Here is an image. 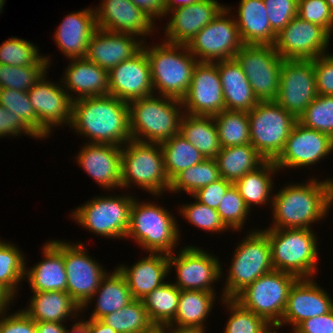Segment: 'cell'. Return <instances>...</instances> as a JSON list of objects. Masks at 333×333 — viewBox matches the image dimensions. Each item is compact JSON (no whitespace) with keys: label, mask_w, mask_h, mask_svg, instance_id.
Here are the masks:
<instances>
[{"label":"cell","mask_w":333,"mask_h":333,"mask_svg":"<svg viewBox=\"0 0 333 333\" xmlns=\"http://www.w3.org/2000/svg\"><path fill=\"white\" fill-rule=\"evenodd\" d=\"M70 127L88 143L122 147L131 140L129 105L111 95L76 99Z\"/></svg>","instance_id":"6da1fadb"},{"label":"cell","mask_w":333,"mask_h":333,"mask_svg":"<svg viewBox=\"0 0 333 333\" xmlns=\"http://www.w3.org/2000/svg\"><path fill=\"white\" fill-rule=\"evenodd\" d=\"M281 190V191H280ZM273 195V225L268 229H311L333 205V179L289 184Z\"/></svg>","instance_id":"7a4b0ae2"},{"label":"cell","mask_w":333,"mask_h":333,"mask_svg":"<svg viewBox=\"0 0 333 333\" xmlns=\"http://www.w3.org/2000/svg\"><path fill=\"white\" fill-rule=\"evenodd\" d=\"M155 96L153 94L128 103L132 140L161 144L179 133L184 115L181 112L184 111L182 101L168 96Z\"/></svg>","instance_id":"3957f363"},{"label":"cell","mask_w":333,"mask_h":333,"mask_svg":"<svg viewBox=\"0 0 333 333\" xmlns=\"http://www.w3.org/2000/svg\"><path fill=\"white\" fill-rule=\"evenodd\" d=\"M162 43L153 47L143 44L150 63L153 91L158 90L157 96L181 100L189 89L198 60L186 45Z\"/></svg>","instance_id":"277c9868"},{"label":"cell","mask_w":333,"mask_h":333,"mask_svg":"<svg viewBox=\"0 0 333 333\" xmlns=\"http://www.w3.org/2000/svg\"><path fill=\"white\" fill-rule=\"evenodd\" d=\"M271 246L274 270L297 278H313L317 271L318 237L311 229H264Z\"/></svg>","instance_id":"5b68a950"},{"label":"cell","mask_w":333,"mask_h":333,"mask_svg":"<svg viewBox=\"0 0 333 333\" xmlns=\"http://www.w3.org/2000/svg\"><path fill=\"white\" fill-rule=\"evenodd\" d=\"M134 184L155 196L169 191L164 155L158 143L129 140L122 146L121 188Z\"/></svg>","instance_id":"8992f818"},{"label":"cell","mask_w":333,"mask_h":333,"mask_svg":"<svg viewBox=\"0 0 333 333\" xmlns=\"http://www.w3.org/2000/svg\"><path fill=\"white\" fill-rule=\"evenodd\" d=\"M179 236L177 221L168 210L134 199L125 238H133L145 251L171 254L177 247Z\"/></svg>","instance_id":"52a82bcc"},{"label":"cell","mask_w":333,"mask_h":333,"mask_svg":"<svg viewBox=\"0 0 333 333\" xmlns=\"http://www.w3.org/2000/svg\"><path fill=\"white\" fill-rule=\"evenodd\" d=\"M259 230L247 234L235 248L222 299L235 298L257 278L274 270L269 239Z\"/></svg>","instance_id":"ba28073f"},{"label":"cell","mask_w":333,"mask_h":333,"mask_svg":"<svg viewBox=\"0 0 333 333\" xmlns=\"http://www.w3.org/2000/svg\"><path fill=\"white\" fill-rule=\"evenodd\" d=\"M248 118L252 146L266 161H275L298 120L276 101H259Z\"/></svg>","instance_id":"9c48e42d"},{"label":"cell","mask_w":333,"mask_h":333,"mask_svg":"<svg viewBox=\"0 0 333 333\" xmlns=\"http://www.w3.org/2000/svg\"><path fill=\"white\" fill-rule=\"evenodd\" d=\"M297 279L290 273L272 270L257 278L234 299L276 327L281 322L290 288Z\"/></svg>","instance_id":"30bf717a"},{"label":"cell","mask_w":333,"mask_h":333,"mask_svg":"<svg viewBox=\"0 0 333 333\" xmlns=\"http://www.w3.org/2000/svg\"><path fill=\"white\" fill-rule=\"evenodd\" d=\"M132 196H98L72 212L76 222L104 238H125L129 227Z\"/></svg>","instance_id":"8fae6325"},{"label":"cell","mask_w":333,"mask_h":333,"mask_svg":"<svg viewBox=\"0 0 333 333\" xmlns=\"http://www.w3.org/2000/svg\"><path fill=\"white\" fill-rule=\"evenodd\" d=\"M230 9L229 6L224 7L186 45L198 62L233 59L236 53L244 46L235 18L229 17Z\"/></svg>","instance_id":"7c38bea8"},{"label":"cell","mask_w":333,"mask_h":333,"mask_svg":"<svg viewBox=\"0 0 333 333\" xmlns=\"http://www.w3.org/2000/svg\"><path fill=\"white\" fill-rule=\"evenodd\" d=\"M258 101H275L283 60L273 45H244L235 55Z\"/></svg>","instance_id":"4fadbf2b"},{"label":"cell","mask_w":333,"mask_h":333,"mask_svg":"<svg viewBox=\"0 0 333 333\" xmlns=\"http://www.w3.org/2000/svg\"><path fill=\"white\" fill-rule=\"evenodd\" d=\"M318 96L312 60H283L276 102L298 119Z\"/></svg>","instance_id":"5bb4252c"},{"label":"cell","mask_w":333,"mask_h":333,"mask_svg":"<svg viewBox=\"0 0 333 333\" xmlns=\"http://www.w3.org/2000/svg\"><path fill=\"white\" fill-rule=\"evenodd\" d=\"M330 39L323 27L296 16L276 35L273 46L284 60H312L326 54Z\"/></svg>","instance_id":"9a60e30c"},{"label":"cell","mask_w":333,"mask_h":333,"mask_svg":"<svg viewBox=\"0 0 333 333\" xmlns=\"http://www.w3.org/2000/svg\"><path fill=\"white\" fill-rule=\"evenodd\" d=\"M173 254H168L169 269L176 268L177 281L173 284L180 290L215 292L212 283L223 272L216 256L193 245L184 247L177 256Z\"/></svg>","instance_id":"2e32d148"},{"label":"cell","mask_w":333,"mask_h":333,"mask_svg":"<svg viewBox=\"0 0 333 333\" xmlns=\"http://www.w3.org/2000/svg\"><path fill=\"white\" fill-rule=\"evenodd\" d=\"M41 79L27 91L32 107L39 119V138L50 136L52 128L61 125H71L73 95L68 94L62 85ZM62 86V87H61ZM64 123V124H63Z\"/></svg>","instance_id":"e0dca14e"},{"label":"cell","mask_w":333,"mask_h":333,"mask_svg":"<svg viewBox=\"0 0 333 333\" xmlns=\"http://www.w3.org/2000/svg\"><path fill=\"white\" fill-rule=\"evenodd\" d=\"M82 242H63V258L67 276L68 294L82 308L98 289L102 278L107 274L98 262L86 252Z\"/></svg>","instance_id":"ac0fdd59"},{"label":"cell","mask_w":333,"mask_h":333,"mask_svg":"<svg viewBox=\"0 0 333 333\" xmlns=\"http://www.w3.org/2000/svg\"><path fill=\"white\" fill-rule=\"evenodd\" d=\"M184 113L195 116H215L225 110L223 87L215 62H197L191 84L181 99Z\"/></svg>","instance_id":"d6986e66"},{"label":"cell","mask_w":333,"mask_h":333,"mask_svg":"<svg viewBox=\"0 0 333 333\" xmlns=\"http://www.w3.org/2000/svg\"><path fill=\"white\" fill-rule=\"evenodd\" d=\"M333 152V138L307 128L298 121L289 134L284 149L274 161L277 168L312 166Z\"/></svg>","instance_id":"ffe728a7"},{"label":"cell","mask_w":333,"mask_h":333,"mask_svg":"<svg viewBox=\"0 0 333 333\" xmlns=\"http://www.w3.org/2000/svg\"><path fill=\"white\" fill-rule=\"evenodd\" d=\"M109 95L127 103L153 95L151 68L144 48L109 72Z\"/></svg>","instance_id":"44dd1931"},{"label":"cell","mask_w":333,"mask_h":333,"mask_svg":"<svg viewBox=\"0 0 333 333\" xmlns=\"http://www.w3.org/2000/svg\"><path fill=\"white\" fill-rule=\"evenodd\" d=\"M329 296L313 278H298L290 288L281 322L275 328L289 323L294 330L301 322L330 312L333 300Z\"/></svg>","instance_id":"7402d4cb"},{"label":"cell","mask_w":333,"mask_h":333,"mask_svg":"<svg viewBox=\"0 0 333 333\" xmlns=\"http://www.w3.org/2000/svg\"><path fill=\"white\" fill-rule=\"evenodd\" d=\"M94 11L97 28L109 32L129 33L138 39L155 29V21L131 0H103Z\"/></svg>","instance_id":"603a6c76"},{"label":"cell","mask_w":333,"mask_h":333,"mask_svg":"<svg viewBox=\"0 0 333 333\" xmlns=\"http://www.w3.org/2000/svg\"><path fill=\"white\" fill-rule=\"evenodd\" d=\"M217 0H199L189 6L169 11L173 15L165 27V42L187 45L224 8ZM171 12V13H170Z\"/></svg>","instance_id":"cb8c5ba5"},{"label":"cell","mask_w":333,"mask_h":333,"mask_svg":"<svg viewBox=\"0 0 333 333\" xmlns=\"http://www.w3.org/2000/svg\"><path fill=\"white\" fill-rule=\"evenodd\" d=\"M135 37L129 33L109 32L97 28L89 40L86 58L109 72L143 48L145 38L137 40Z\"/></svg>","instance_id":"d4e9b609"},{"label":"cell","mask_w":333,"mask_h":333,"mask_svg":"<svg viewBox=\"0 0 333 333\" xmlns=\"http://www.w3.org/2000/svg\"><path fill=\"white\" fill-rule=\"evenodd\" d=\"M122 147L86 143L76 157L80 167L104 189L121 188Z\"/></svg>","instance_id":"484cf974"},{"label":"cell","mask_w":333,"mask_h":333,"mask_svg":"<svg viewBox=\"0 0 333 333\" xmlns=\"http://www.w3.org/2000/svg\"><path fill=\"white\" fill-rule=\"evenodd\" d=\"M58 27L54 39L62 54L69 59L86 57L89 40L97 29L94 9L70 13Z\"/></svg>","instance_id":"4316f807"},{"label":"cell","mask_w":333,"mask_h":333,"mask_svg":"<svg viewBox=\"0 0 333 333\" xmlns=\"http://www.w3.org/2000/svg\"><path fill=\"white\" fill-rule=\"evenodd\" d=\"M44 260L30 269L25 277L32 292L66 291L67 276L63 258V241L53 240L43 246Z\"/></svg>","instance_id":"83f0119b"},{"label":"cell","mask_w":333,"mask_h":333,"mask_svg":"<svg viewBox=\"0 0 333 333\" xmlns=\"http://www.w3.org/2000/svg\"><path fill=\"white\" fill-rule=\"evenodd\" d=\"M134 264L131 267L121 264L117 268L124 275L133 299L142 300L166 282L164 279L170 272L168 254L150 252Z\"/></svg>","instance_id":"f1b7e54d"},{"label":"cell","mask_w":333,"mask_h":333,"mask_svg":"<svg viewBox=\"0 0 333 333\" xmlns=\"http://www.w3.org/2000/svg\"><path fill=\"white\" fill-rule=\"evenodd\" d=\"M64 74L62 85L67 93H77L76 99L109 95V75L106 69L99 67L86 57L71 59Z\"/></svg>","instance_id":"f546056e"},{"label":"cell","mask_w":333,"mask_h":333,"mask_svg":"<svg viewBox=\"0 0 333 333\" xmlns=\"http://www.w3.org/2000/svg\"><path fill=\"white\" fill-rule=\"evenodd\" d=\"M223 87L225 110L249 112L257 104L252 87L235 58L216 61Z\"/></svg>","instance_id":"4dcf8cb0"},{"label":"cell","mask_w":333,"mask_h":333,"mask_svg":"<svg viewBox=\"0 0 333 333\" xmlns=\"http://www.w3.org/2000/svg\"><path fill=\"white\" fill-rule=\"evenodd\" d=\"M236 23L244 45H273L276 33L272 30L264 0H241Z\"/></svg>","instance_id":"1f68e13d"},{"label":"cell","mask_w":333,"mask_h":333,"mask_svg":"<svg viewBox=\"0 0 333 333\" xmlns=\"http://www.w3.org/2000/svg\"><path fill=\"white\" fill-rule=\"evenodd\" d=\"M29 307L23 311L35 322H66L67 317L76 316L82 308L67 291L33 292ZM75 316V317H74Z\"/></svg>","instance_id":"d6a6232c"},{"label":"cell","mask_w":333,"mask_h":333,"mask_svg":"<svg viewBox=\"0 0 333 333\" xmlns=\"http://www.w3.org/2000/svg\"><path fill=\"white\" fill-rule=\"evenodd\" d=\"M96 295V307L90 314L89 319L101 320L104 316L121 309L134 300L127 281L118 268L113 270L112 273L108 274L107 272L92 298L82 307V311L89 307L88 305L92 302V299H95Z\"/></svg>","instance_id":"836d02e7"},{"label":"cell","mask_w":333,"mask_h":333,"mask_svg":"<svg viewBox=\"0 0 333 333\" xmlns=\"http://www.w3.org/2000/svg\"><path fill=\"white\" fill-rule=\"evenodd\" d=\"M215 160L220 177L232 184L246 173L256 170L266 161L251 143L221 148Z\"/></svg>","instance_id":"e575fe53"},{"label":"cell","mask_w":333,"mask_h":333,"mask_svg":"<svg viewBox=\"0 0 333 333\" xmlns=\"http://www.w3.org/2000/svg\"><path fill=\"white\" fill-rule=\"evenodd\" d=\"M179 134L208 159H215L221 150L213 116H195L184 113Z\"/></svg>","instance_id":"d590c367"},{"label":"cell","mask_w":333,"mask_h":333,"mask_svg":"<svg viewBox=\"0 0 333 333\" xmlns=\"http://www.w3.org/2000/svg\"><path fill=\"white\" fill-rule=\"evenodd\" d=\"M278 170L274 161H265L256 170L246 173L234 183L249 209L253 205L272 203L273 198L270 193L274 185L271 175Z\"/></svg>","instance_id":"8d00e7d4"},{"label":"cell","mask_w":333,"mask_h":333,"mask_svg":"<svg viewBox=\"0 0 333 333\" xmlns=\"http://www.w3.org/2000/svg\"><path fill=\"white\" fill-rule=\"evenodd\" d=\"M215 296V292L180 290L177 313L170 324L206 328L204 321L212 311Z\"/></svg>","instance_id":"74e56055"},{"label":"cell","mask_w":333,"mask_h":333,"mask_svg":"<svg viewBox=\"0 0 333 333\" xmlns=\"http://www.w3.org/2000/svg\"><path fill=\"white\" fill-rule=\"evenodd\" d=\"M165 171L171 182L180 172L203 162L205 156L179 133L160 144Z\"/></svg>","instance_id":"f35d334b"},{"label":"cell","mask_w":333,"mask_h":333,"mask_svg":"<svg viewBox=\"0 0 333 333\" xmlns=\"http://www.w3.org/2000/svg\"><path fill=\"white\" fill-rule=\"evenodd\" d=\"M180 289L165 282L142 299L149 318L155 326L170 324L176 316Z\"/></svg>","instance_id":"ab89813d"},{"label":"cell","mask_w":333,"mask_h":333,"mask_svg":"<svg viewBox=\"0 0 333 333\" xmlns=\"http://www.w3.org/2000/svg\"><path fill=\"white\" fill-rule=\"evenodd\" d=\"M101 321L118 333H144L155 326L149 318L143 301L137 299L104 316Z\"/></svg>","instance_id":"60d3db41"},{"label":"cell","mask_w":333,"mask_h":333,"mask_svg":"<svg viewBox=\"0 0 333 333\" xmlns=\"http://www.w3.org/2000/svg\"><path fill=\"white\" fill-rule=\"evenodd\" d=\"M213 118L221 148L251 143L248 112L223 110Z\"/></svg>","instance_id":"b9f144b4"},{"label":"cell","mask_w":333,"mask_h":333,"mask_svg":"<svg viewBox=\"0 0 333 333\" xmlns=\"http://www.w3.org/2000/svg\"><path fill=\"white\" fill-rule=\"evenodd\" d=\"M220 178L218 165L215 159L206 158L203 162L180 172L170 182V192L178 193L186 191L189 195L194 194L198 189Z\"/></svg>","instance_id":"7bdbcfd3"},{"label":"cell","mask_w":333,"mask_h":333,"mask_svg":"<svg viewBox=\"0 0 333 333\" xmlns=\"http://www.w3.org/2000/svg\"><path fill=\"white\" fill-rule=\"evenodd\" d=\"M17 247L0 239V285L13 298L17 296V287L25 278L26 269L25 257Z\"/></svg>","instance_id":"ee69618b"},{"label":"cell","mask_w":333,"mask_h":333,"mask_svg":"<svg viewBox=\"0 0 333 333\" xmlns=\"http://www.w3.org/2000/svg\"><path fill=\"white\" fill-rule=\"evenodd\" d=\"M37 46L30 41L11 37L0 45V63L11 66L50 65V60L39 55Z\"/></svg>","instance_id":"f6af8a7d"},{"label":"cell","mask_w":333,"mask_h":333,"mask_svg":"<svg viewBox=\"0 0 333 333\" xmlns=\"http://www.w3.org/2000/svg\"><path fill=\"white\" fill-rule=\"evenodd\" d=\"M230 312L224 333H267L272 330L264 318L245 309L234 298L221 299Z\"/></svg>","instance_id":"bcb514c9"},{"label":"cell","mask_w":333,"mask_h":333,"mask_svg":"<svg viewBox=\"0 0 333 333\" xmlns=\"http://www.w3.org/2000/svg\"><path fill=\"white\" fill-rule=\"evenodd\" d=\"M49 65L11 66L0 63V88L27 92L46 74Z\"/></svg>","instance_id":"7dc6e473"},{"label":"cell","mask_w":333,"mask_h":333,"mask_svg":"<svg viewBox=\"0 0 333 333\" xmlns=\"http://www.w3.org/2000/svg\"><path fill=\"white\" fill-rule=\"evenodd\" d=\"M297 120L303 126L333 138V96L318 95Z\"/></svg>","instance_id":"c3c4849f"},{"label":"cell","mask_w":333,"mask_h":333,"mask_svg":"<svg viewBox=\"0 0 333 333\" xmlns=\"http://www.w3.org/2000/svg\"><path fill=\"white\" fill-rule=\"evenodd\" d=\"M0 105L12 111L39 137V119L27 92L0 88Z\"/></svg>","instance_id":"681fc988"},{"label":"cell","mask_w":333,"mask_h":333,"mask_svg":"<svg viewBox=\"0 0 333 333\" xmlns=\"http://www.w3.org/2000/svg\"><path fill=\"white\" fill-rule=\"evenodd\" d=\"M221 220L231 230L239 231L243 228L250 209L246 206L244 199L238 189L232 184L217 208Z\"/></svg>","instance_id":"f907efd6"},{"label":"cell","mask_w":333,"mask_h":333,"mask_svg":"<svg viewBox=\"0 0 333 333\" xmlns=\"http://www.w3.org/2000/svg\"><path fill=\"white\" fill-rule=\"evenodd\" d=\"M179 211L185 217L184 219L202 230L213 233L230 230L221 220L216 209L210 208L197 200L194 203L182 205Z\"/></svg>","instance_id":"816d5d0a"},{"label":"cell","mask_w":333,"mask_h":333,"mask_svg":"<svg viewBox=\"0 0 333 333\" xmlns=\"http://www.w3.org/2000/svg\"><path fill=\"white\" fill-rule=\"evenodd\" d=\"M298 16L333 35V14L326 0H298Z\"/></svg>","instance_id":"f5cc1de1"},{"label":"cell","mask_w":333,"mask_h":333,"mask_svg":"<svg viewBox=\"0 0 333 333\" xmlns=\"http://www.w3.org/2000/svg\"><path fill=\"white\" fill-rule=\"evenodd\" d=\"M272 30L278 34L298 16V0H264Z\"/></svg>","instance_id":"db71d44e"},{"label":"cell","mask_w":333,"mask_h":333,"mask_svg":"<svg viewBox=\"0 0 333 333\" xmlns=\"http://www.w3.org/2000/svg\"><path fill=\"white\" fill-rule=\"evenodd\" d=\"M318 95L333 96V54H323L313 59Z\"/></svg>","instance_id":"11a10c76"},{"label":"cell","mask_w":333,"mask_h":333,"mask_svg":"<svg viewBox=\"0 0 333 333\" xmlns=\"http://www.w3.org/2000/svg\"><path fill=\"white\" fill-rule=\"evenodd\" d=\"M5 311L0 312V333H37L36 322L23 309L7 317Z\"/></svg>","instance_id":"9f6ffc18"},{"label":"cell","mask_w":333,"mask_h":333,"mask_svg":"<svg viewBox=\"0 0 333 333\" xmlns=\"http://www.w3.org/2000/svg\"><path fill=\"white\" fill-rule=\"evenodd\" d=\"M231 185V182L225 180L223 177H220L207 186L198 189L191 196H193V198L200 203L217 210L220 201L223 199L224 194Z\"/></svg>","instance_id":"6f0895ef"},{"label":"cell","mask_w":333,"mask_h":333,"mask_svg":"<svg viewBox=\"0 0 333 333\" xmlns=\"http://www.w3.org/2000/svg\"><path fill=\"white\" fill-rule=\"evenodd\" d=\"M23 133L30 135L32 138L39 137L19 118L14 116L12 111L7 110L4 106L0 105V137L17 136Z\"/></svg>","instance_id":"680465c9"},{"label":"cell","mask_w":333,"mask_h":333,"mask_svg":"<svg viewBox=\"0 0 333 333\" xmlns=\"http://www.w3.org/2000/svg\"><path fill=\"white\" fill-rule=\"evenodd\" d=\"M293 333H333V309L324 315L301 322Z\"/></svg>","instance_id":"91938a15"},{"label":"cell","mask_w":333,"mask_h":333,"mask_svg":"<svg viewBox=\"0 0 333 333\" xmlns=\"http://www.w3.org/2000/svg\"><path fill=\"white\" fill-rule=\"evenodd\" d=\"M153 20L165 17V0H131Z\"/></svg>","instance_id":"94428289"},{"label":"cell","mask_w":333,"mask_h":333,"mask_svg":"<svg viewBox=\"0 0 333 333\" xmlns=\"http://www.w3.org/2000/svg\"><path fill=\"white\" fill-rule=\"evenodd\" d=\"M64 323L59 322H36L37 333H65Z\"/></svg>","instance_id":"6125c7cd"},{"label":"cell","mask_w":333,"mask_h":333,"mask_svg":"<svg viewBox=\"0 0 333 333\" xmlns=\"http://www.w3.org/2000/svg\"><path fill=\"white\" fill-rule=\"evenodd\" d=\"M89 333H118L100 319H89Z\"/></svg>","instance_id":"be15d7a7"},{"label":"cell","mask_w":333,"mask_h":333,"mask_svg":"<svg viewBox=\"0 0 333 333\" xmlns=\"http://www.w3.org/2000/svg\"><path fill=\"white\" fill-rule=\"evenodd\" d=\"M167 333H205L202 327L165 325ZM176 327V328H175Z\"/></svg>","instance_id":"e7e4bbea"},{"label":"cell","mask_w":333,"mask_h":333,"mask_svg":"<svg viewBox=\"0 0 333 333\" xmlns=\"http://www.w3.org/2000/svg\"><path fill=\"white\" fill-rule=\"evenodd\" d=\"M198 1L199 0H165V16L169 13V11L175 8L189 6Z\"/></svg>","instance_id":"03108f58"},{"label":"cell","mask_w":333,"mask_h":333,"mask_svg":"<svg viewBox=\"0 0 333 333\" xmlns=\"http://www.w3.org/2000/svg\"><path fill=\"white\" fill-rule=\"evenodd\" d=\"M65 333H89V320L75 322L72 329L68 330L66 327Z\"/></svg>","instance_id":"003e7915"},{"label":"cell","mask_w":333,"mask_h":333,"mask_svg":"<svg viewBox=\"0 0 333 333\" xmlns=\"http://www.w3.org/2000/svg\"><path fill=\"white\" fill-rule=\"evenodd\" d=\"M14 298L0 285V312L7 310Z\"/></svg>","instance_id":"a7ac6f4b"},{"label":"cell","mask_w":333,"mask_h":333,"mask_svg":"<svg viewBox=\"0 0 333 333\" xmlns=\"http://www.w3.org/2000/svg\"><path fill=\"white\" fill-rule=\"evenodd\" d=\"M144 333H167V331L165 326H154L152 329Z\"/></svg>","instance_id":"89a4df30"},{"label":"cell","mask_w":333,"mask_h":333,"mask_svg":"<svg viewBox=\"0 0 333 333\" xmlns=\"http://www.w3.org/2000/svg\"><path fill=\"white\" fill-rule=\"evenodd\" d=\"M326 2L328 3L329 5V8L331 10V13L333 14V0H326Z\"/></svg>","instance_id":"2644e50d"},{"label":"cell","mask_w":333,"mask_h":333,"mask_svg":"<svg viewBox=\"0 0 333 333\" xmlns=\"http://www.w3.org/2000/svg\"><path fill=\"white\" fill-rule=\"evenodd\" d=\"M6 0H0V13H2L3 5L5 4Z\"/></svg>","instance_id":"8c879c8a"},{"label":"cell","mask_w":333,"mask_h":333,"mask_svg":"<svg viewBox=\"0 0 333 333\" xmlns=\"http://www.w3.org/2000/svg\"><path fill=\"white\" fill-rule=\"evenodd\" d=\"M274 329H276L275 327L274 328H272V331L270 330L269 332H267V333H277V331L276 330H274Z\"/></svg>","instance_id":"753ad0ef"}]
</instances>
